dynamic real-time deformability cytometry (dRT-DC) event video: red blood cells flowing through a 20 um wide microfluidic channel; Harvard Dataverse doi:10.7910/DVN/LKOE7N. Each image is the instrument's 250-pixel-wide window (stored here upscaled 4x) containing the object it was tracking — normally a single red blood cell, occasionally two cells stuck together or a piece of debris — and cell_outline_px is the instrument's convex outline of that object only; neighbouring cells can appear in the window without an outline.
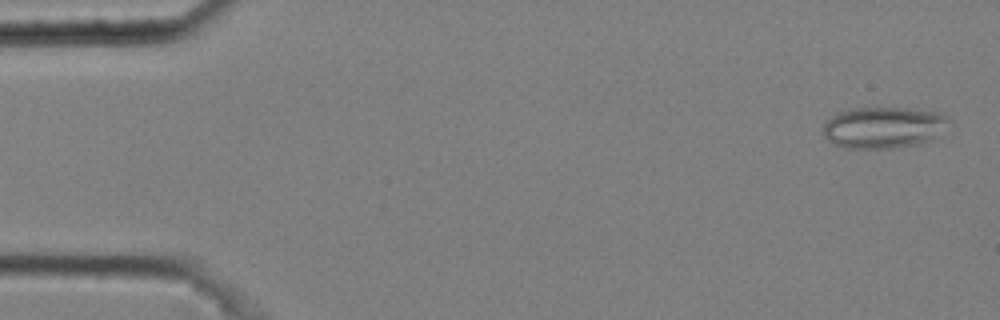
{"species": "common noctule bat (a hibernating species)", "species_latin": "Nyctalus noctula", "temperature_condition": "cold", "stored_images_in_passage": 5, "camera_frame_rate_fps": 3000, "um_per_image_px": 0.085, "animal": {"sex": "male", "body_mass_g": 20.4}, "frame": {"image": 1, "passage_image": 1, "time_ms": 0.0, "image_size_px": [1000, 320], "cell_outline_px": [[948, 120], [928, 140], [916, 144], [896, 148], [844, 148], [832, 144], [824, 136], [824, 120], [836, 112], [848, 108], [912, 108], [944, 112], [948, 116]], "centroid_in_image_um": [74.99, 10.81], "position_along_channel_um": 10.0, "area_um2": 30.29}}